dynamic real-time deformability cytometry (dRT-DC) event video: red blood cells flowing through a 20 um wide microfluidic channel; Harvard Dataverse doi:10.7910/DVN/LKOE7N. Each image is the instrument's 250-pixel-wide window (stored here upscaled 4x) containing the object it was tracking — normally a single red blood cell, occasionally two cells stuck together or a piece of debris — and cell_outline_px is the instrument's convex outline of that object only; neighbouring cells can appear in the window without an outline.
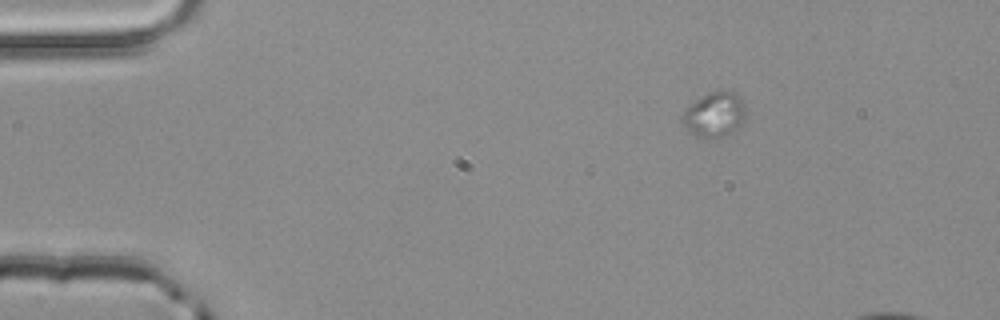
{"species": "common noctule bat (a hibernating species)", "species_latin": "Nyctalus noctula", "temperature_condition": "room temperature", "stored_images_in_passage": 3, "camera_frame_rate_fps": 3000, "um_per_image_px": 0.085, "animal": {"sex": "male", "body_mass_g": 20.4}, "frame": {"image": 1, "passage_image": 1, "time_ms": 0.0, "image_size_px": [1000, 320], "cell_outline_px": [[744, 120], [732, 132], [716, 140], [708, 140], [696, 136], [688, 132], [684, 124], [684, 112], [696, 100], [708, 92], [728, 88], [744, 104]], "centroid_in_image_um": [60.73, 9.77], "position_along_channel_um": 24.3, "area_um2": 16.53}}